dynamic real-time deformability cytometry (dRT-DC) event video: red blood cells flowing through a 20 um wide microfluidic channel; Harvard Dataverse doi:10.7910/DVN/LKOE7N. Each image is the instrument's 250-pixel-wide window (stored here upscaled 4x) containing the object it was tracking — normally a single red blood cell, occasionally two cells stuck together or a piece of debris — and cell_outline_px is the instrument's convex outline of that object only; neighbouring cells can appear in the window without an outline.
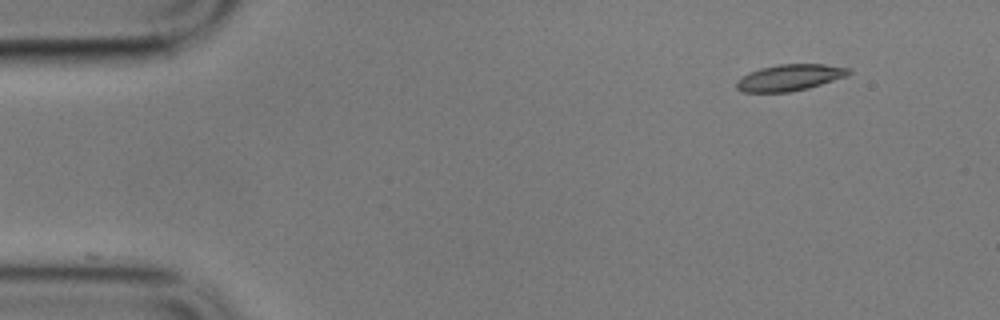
{"species": "common noctule bat (a hibernating species)", "species_latin": "Nyctalus noctula", "temperature_condition": "cold", "stored_images_in_passage": 21, "camera_frame_rate_fps": 3000, "um_per_image_px": 0.085, "animal": {"sex": "male", "body_mass_g": 17.9}, "frame": {"image": 1, "passage_image": 1, "time_ms": 0.0, "image_size_px": [1000, 320], "cell_outline_px": [[852, 72], [848, 76], [808, 88], [788, 92], [744, 92], [736, 88], [736, 80], [748, 72], [760, 68], [776, 64], [824, 64], [852, 68]], "centroid_in_image_um": [67.14, 6.58], "position_along_channel_um": 17.9, "area_um2": 17.46}}
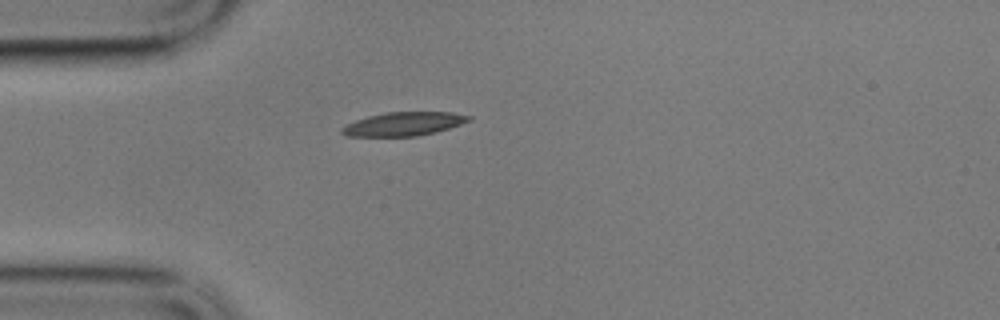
{"frame": {"image": 2, "passage_image": 11, "time_ms": 3.333, "image_size_px": [1000, 320], "cell_outline_px": [[472, 120], [436, 132], [416, 136], [344, 136], [340, 132], [340, 128], [356, 120], [368, 116], [388, 112], [452, 112], [472, 116]], "centroid_in_image_um": [34.31, 10.53], "position_along_channel_um": 50.7, "area_um2": 17.46}}
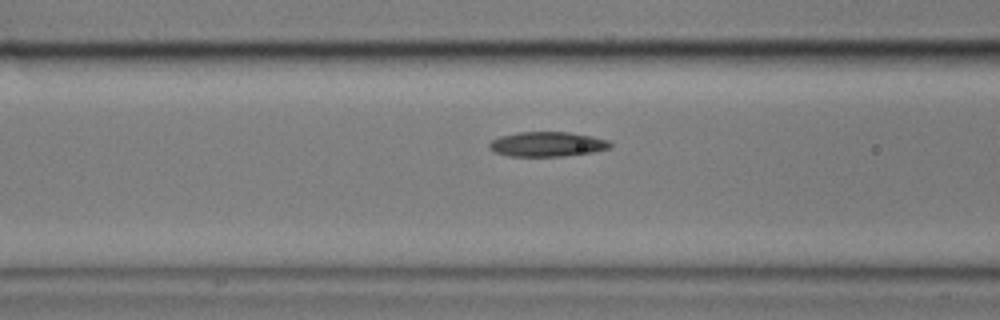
{"frame": {"image": 3, "passage_image": 18, "time_ms": 5.667, "image_size_px": [1000, 320], "cell_outline_px": [[612, 144], [608, 148], [592, 152], [564, 156], [508, 156], [492, 152], [488, 148], [488, 144], [492, 140], [500, 136], [520, 132], [568, 132], [592, 136], [608, 140]], "centroid_in_image_um": [46.46, 12.26], "position_along_channel_um": 120.1, "area_um2": 17.46}}